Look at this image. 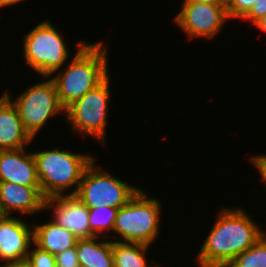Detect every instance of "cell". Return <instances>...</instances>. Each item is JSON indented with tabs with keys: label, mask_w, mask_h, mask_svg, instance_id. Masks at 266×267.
I'll return each mask as SVG.
<instances>
[{
	"label": "cell",
	"mask_w": 266,
	"mask_h": 267,
	"mask_svg": "<svg viewBox=\"0 0 266 267\" xmlns=\"http://www.w3.org/2000/svg\"><path fill=\"white\" fill-rule=\"evenodd\" d=\"M217 214L195 257L197 267H226L266 234L241 207H224Z\"/></svg>",
	"instance_id": "obj_1"
},
{
	"label": "cell",
	"mask_w": 266,
	"mask_h": 267,
	"mask_svg": "<svg viewBox=\"0 0 266 267\" xmlns=\"http://www.w3.org/2000/svg\"><path fill=\"white\" fill-rule=\"evenodd\" d=\"M76 46L77 51L66 67L64 65L50 76L65 109L110 74L107 44L80 40Z\"/></svg>",
	"instance_id": "obj_2"
},
{
	"label": "cell",
	"mask_w": 266,
	"mask_h": 267,
	"mask_svg": "<svg viewBox=\"0 0 266 267\" xmlns=\"http://www.w3.org/2000/svg\"><path fill=\"white\" fill-rule=\"evenodd\" d=\"M32 153L36 161L41 193L45 199L75 195L85 169L96 158L85 152L73 153L58 147ZM72 187L75 188L71 191Z\"/></svg>",
	"instance_id": "obj_3"
},
{
	"label": "cell",
	"mask_w": 266,
	"mask_h": 267,
	"mask_svg": "<svg viewBox=\"0 0 266 267\" xmlns=\"http://www.w3.org/2000/svg\"><path fill=\"white\" fill-rule=\"evenodd\" d=\"M161 204L140 188L126 205L118 209L113 232L121 239L112 241L153 245L160 235Z\"/></svg>",
	"instance_id": "obj_4"
},
{
	"label": "cell",
	"mask_w": 266,
	"mask_h": 267,
	"mask_svg": "<svg viewBox=\"0 0 266 267\" xmlns=\"http://www.w3.org/2000/svg\"><path fill=\"white\" fill-rule=\"evenodd\" d=\"M22 40L25 64L41 77H50L61 69L71 54L62 34L48 19L34 26Z\"/></svg>",
	"instance_id": "obj_5"
},
{
	"label": "cell",
	"mask_w": 266,
	"mask_h": 267,
	"mask_svg": "<svg viewBox=\"0 0 266 267\" xmlns=\"http://www.w3.org/2000/svg\"><path fill=\"white\" fill-rule=\"evenodd\" d=\"M110 75L80 99L65 109V118L71 131L80 136H90L99 144L106 142L109 104L111 102Z\"/></svg>",
	"instance_id": "obj_6"
},
{
	"label": "cell",
	"mask_w": 266,
	"mask_h": 267,
	"mask_svg": "<svg viewBox=\"0 0 266 267\" xmlns=\"http://www.w3.org/2000/svg\"><path fill=\"white\" fill-rule=\"evenodd\" d=\"M97 157L85 169L77 193L75 194L88 208L108 206L119 209L126 205L140 187L128 184L119 177L100 169Z\"/></svg>",
	"instance_id": "obj_7"
},
{
	"label": "cell",
	"mask_w": 266,
	"mask_h": 267,
	"mask_svg": "<svg viewBox=\"0 0 266 267\" xmlns=\"http://www.w3.org/2000/svg\"><path fill=\"white\" fill-rule=\"evenodd\" d=\"M42 78L45 80L30 85L14 100L7 90V97L16 106L24 129L33 139L51 117L65 114L53 80L50 77Z\"/></svg>",
	"instance_id": "obj_8"
},
{
	"label": "cell",
	"mask_w": 266,
	"mask_h": 267,
	"mask_svg": "<svg viewBox=\"0 0 266 267\" xmlns=\"http://www.w3.org/2000/svg\"><path fill=\"white\" fill-rule=\"evenodd\" d=\"M230 21L226 4H206L183 1L174 23L186 33V38H213Z\"/></svg>",
	"instance_id": "obj_9"
},
{
	"label": "cell",
	"mask_w": 266,
	"mask_h": 267,
	"mask_svg": "<svg viewBox=\"0 0 266 267\" xmlns=\"http://www.w3.org/2000/svg\"><path fill=\"white\" fill-rule=\"evenodd\" d=\"M44 209L52 210L51 220L72 232L79 239L93 237L88 222V207L76 195L46 198Z\"/></svg>",
	"instance_id": "obj_10"
},
{
	"label": "cell",
	"mask_w": 266,
	"mask_h": 267,
	"mask_svg": "<svg viewBox=\"0 0 266 267\" xmlns=\"http://www.w3.org/2000/svg\"><path fill=\"white\" fill-rule=\"evenodd\" d=\"M34 244L33 225L20 216H6L0 220V260L3 263L27 258Z\"/></svg>",
	"instance_id": "obj_11"
},
{
	"label": "cell",
	"mask_w": 266,
	"mask_h": 267,
	"mask_svg": "<svg viewBox=\"0 0 266 267\" xmlns=\"http://www.w3.org/2000/svg\"><path fill=\"white\" fill-rule=\"evenodd\" d=\"M0 182L40 187L33 153L26 148L0 150Z\"/></svg>",
	"instance_id": "obj_12"
},
{
	"label": "cell",
	"mask_w": 266,
	"mask_h": 267,
	"mask_svg": "<svg viewBox=\"0 0 266 267\" xmlns=\"http://www.w3.org/2000/svg\"><path fill=\"white\" fill-rule=\"evenodd\" d=\"M0 200L7 216L16 211L20 216H32L45 211V198L41 187L24 186L11 182H0Z\"/></svg>",
	"instance_id": "obj_13"
},
{
	"label": "cell",
	"mask_w": 266,
	"mask_h": 267,
	"mask_svg": "<svg viewBox=\"0 0 266 267\" xmlns=\"http://www.w3.org/2000/svg\"><path fill=\"white\" fill-rule=\"evenodd\" d=\"M34 139L24 129L19 112L7 97V90L0 96V150L26 148Z\"/></svg>",
	"instance_id": "obj_14"
},
{
	"label": "cell",
	"mask_w": 266,
	"mask_h": 267,
	"mask_svg": "<svg viewBox=\"0 0 266 267\" xmlns=\"http://www.w3.org/2000/svg\"><path fill=\"white\" fill-rule=\"evenodd\" d=\"M34 244L41 250L53 255L76 247L78 237L66 228L50 220L44 223H33Z\"/></svg>",
	"instance_id": "obj_15"
},
{
	"label": "cell",
	"mask_w": 266,
	"mask_h": 267,
	"mask_svg": "<svg viewBox=\"0 0 266 267\" xmlns=\"http://www.w3.org/2000/svg\"><path fill=\"white\" fill-rule=\"evenodd\" d=\"M76 251L82 267H114L112 240H100L96 236L78 239Z\"/></svg>",
	"instance_id": "obj_16"
},
{
	"label": "cell",
	"mask_w": 266,
	"mask_h": 267,
	"mask_svg": "<svg viewBox=\"0 0 266 267\" xmlns=\"http://www.w3.org/2000/svg\"><path fill=\"white\" fill-rule=\"evenodd\" d=\"M149 248L142 243L112 241L114 267H159L154 260L148 263L145 255Z\"/></svg>",
	"instance_id": "obj_17"
},
{
	"label": "cell",
	"mask_w": 266,
	"mask_h": 267,
	"mask_svg": "<svg viewBox=\"0 0 266 267\" xmlns=\"http://www.w3.org/2000/svg\"><path fill=\"white\" fill-rule=\"evenodd\" d=\"M88 212V222L90 230L93 232V237L103 238L105 233L110 234L109 231L113 232L118 209L104 206L99 208H88Z\"/></svg>",
	"instance_id": "obj_18"
},
{
	"label": "cell",
	"mask_w": 266,
	"mask_h": 267,
	"mask_svg": "<svg viewBox=\"0 0 266 267\" xmlns=\"http://www.w3.org/2000/svg\"><path fill=\"white\" fill-rule=\"evenodd\" d=\"M226 267H266V234L256 244L237 255Z\"/></svg>",
	"instance_id": "obj_19"
},
{
	"label": "cell",
	"mask_w": 266,
	"mask_h": 267,
	"mask_svg": "<svg viewBox=\"0 0 266 267\" xmlns=\"http://www.w3.org/2000/svg\"><path fill=\"white\" fill-rule=\"evenodd\" d=\"M27 259L33 267H56L55 255L41 250L35 244L31 246Z\"/></svg>",
	"instance_id": "obj_20"
},
{
	"label": "cell",
	"mask_w": 266,
	"mask_h": 267,
	"mask_svg": "<svg viewBox=\"0 0 266 267\" xmlns=\"http://www.w3.org/2000/svg\"><path fill=\"white\" fill-rule=\"evenodd\" d=\"M255 0H230L226 5L229 19H242L250 10Z\"/></svg>",
	"instance_id": "obj_21"
},
{
	"label": "cell",
	"mask_w": 266,
	"mask_h": 267,
	"mask_svg": "<svg viewBox=\"0 0 266 267\" xmlns=\"http://www.w3.org/2000/svg\"><path fill=\"white\" fill-rule=\"evenodd\" d=\"M56 267H80L76 247L66 249L55 255Z\"/></svg>",
	"instance_id": "obj_22"
},
{
	"label": "cell",
	"mask_w": 266,
	"mask_h": 267,
	"mask_svg": "<svg viewBox=\"0 0 266 267\" xmlns=\"http://www.w3.org/2000/svg\"><path fill=\"white\" fill-rule=\"evenodd\" d=\"M264 16H266V0H255L251 10L241 20H245L254 25Z\"/></svg>",
	"instance_id": "obj_23"
},
{
	"label": "cell",
	"mask_w": 266,
	"mask_h": 267,
	"mask_svg": "<svg viewBox=\"0 0 266 267\" xmlns=\"http://www.w3.org/2000/svg\"><path fill=\"white\" fill-rule=\"evenodd\" d=\"M259 172L258 174H260L261 177V181L264 182L265 186H266V154L264 155H254L252 157H250V161H249Z\"/></svg>",
	"instance_id": "obj_24"
},
{
	"label": "cell",
	"mask_w": 266,
	"mask_h": 267,
	"mask_svg": "<svg viewBox=\"0 0 266 267\" xmlns=\"http://www.w3.org/2000/svg\"><path fill=\"white\" fill-rule=\"evenodd\" d=\"M0 267H33L30 261L25 258L22 260H17V261H12V262H7L4 264H0Z\"/></svg>",
	"instance_id": "obj_25"
},
{
	"label": "cell",
	"mask_w": 266,
	"mask_h": 267,
	"mask_svg": "<svg viewBox=\"0 0 266 267\" xmlns=\"http://www.w3.org/2000/svg\"><path fill=\"white\" fill-rule=\"evenodd\" d=\"M253 26L257 28V30L266 33V16L258 20Z\"/></svg>",
	"instance_id": "obj_26"
},
{
	"label": "cell",
	"mask_w": 266,
	"mask_h": 267,
	"mask_svg": "<svg viewBox=\"0 0 266 267\" xmlns=\"http://www.w3.org/2000/svg\"><path fill=\"white\" fill-rule=\"evenodd\" d=\"M24 2L25 0H0V9L7 7V6H13L18 5V3Z\"/></svg>",
	"instance_id": "obj_27"
},
{
	"label": "cell",
	"mask_w": 266,
	"mask_h": 267,
	"mask_svg": "<svg viewBox=\"0 0 266 267\" xmlns=\"http://www.w3.org/2000/svg\"><path fill=\"white\" fill-rule=\"evenodd\" d=\"M196 3H206V4H224L221 0H184Z\"/></svg>",
	"instance_id": "obj_28"
},
{
	"label": "cell",
	"mask_w": 266,
	"mask_h": 267,
	"mask_svg": "<svg viewBox=\"0 0 266 267\" xmlns=\"http://www.w3.org/2000/svg\"><path fill=\"white\" fill-rule=\"evenodd\" d=\"M7 215L3 210L2 204H1V200H0V220L5 218Z\"/></svg>",
	"instance_id": "obj_29"
},
{
	"label": "cell",
	"mask_w": 266,
	"mask_h": 267,
	"mask_svg": "<svg viewBox=\"0 0 266 267\" xmlns=\"http://www.w3.org/2000/svg\"><path fill=\"white\" fill-rule=\"evenodd\" d=\"M224 4H228L230 2V0H221Z\"/></svg>",
	"instance_id": "obj_30"
}]
</instances>
